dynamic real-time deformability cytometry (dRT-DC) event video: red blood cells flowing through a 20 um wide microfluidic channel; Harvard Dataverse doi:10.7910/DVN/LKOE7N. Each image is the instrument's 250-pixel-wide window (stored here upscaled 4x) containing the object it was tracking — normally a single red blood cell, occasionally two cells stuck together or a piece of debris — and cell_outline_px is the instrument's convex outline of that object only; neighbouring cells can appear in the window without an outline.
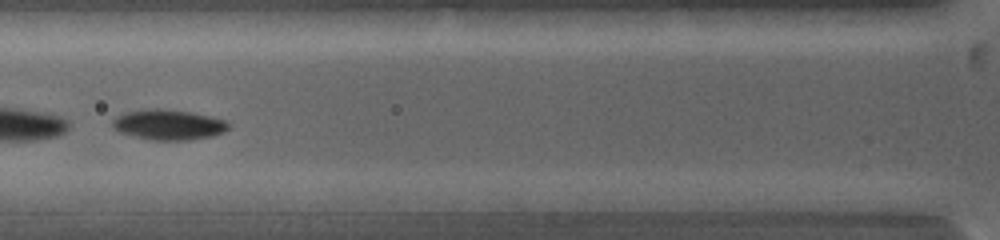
{"species": "common noctule bat (a hibernating species)", "species_latin": "Nyctalus noctula", "temperature_condition": "warm", "stored_images_in_passage": 10, "camera_frame_rate_fps": 5000, "um_per_image_px": 0.085, "animal": {"sex": "female", "body_mass_g": 19.0, "forearm_length_mm": 53.3}, "frame": {"image": 1, "passage_image": 6, "time_ms": 1.8, "image_size_px": [1000, 240], "cell_outline_px": [[232, 124], [224, 132], [212, 136], [188, 140], [152, 140], [120, 132], [112, 128], [112, 120], [116, 116], [124, 112], [144, 108], [164, 108], [192, 112], [212, 116], [224, 120]], "centroid_in_image_um": [14.32, 10.57], "position_along_channel_um": 111.5, "area_um2": 20.81}}
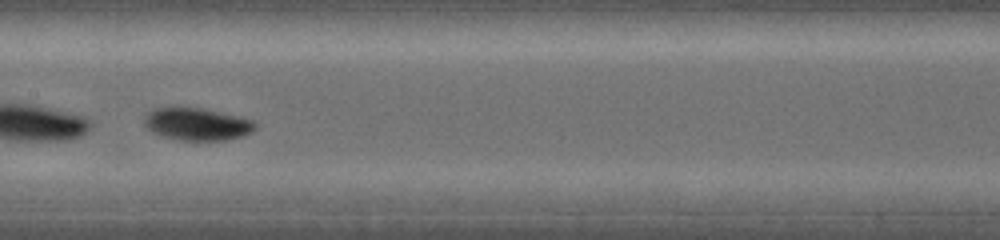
{"frame": {"image": 2, "passage_image": 9, "time_ms": 3.8, "image_size_px": [1000, 240], "cell_outline_px": [[256, 128], [252, 132], [244, 136], [228, 140], [180, 140], [164, 136], [152, 132], [144, 124], [144, 116], [152, 108], [168, 104], [172, 104], [204, 108], [240, 116], [252, 120], [256, 124]], "centroid_in_image_um": [16.71, 10.49], "position_along_channel_um": 190.7, "area_um2": 21.85}}